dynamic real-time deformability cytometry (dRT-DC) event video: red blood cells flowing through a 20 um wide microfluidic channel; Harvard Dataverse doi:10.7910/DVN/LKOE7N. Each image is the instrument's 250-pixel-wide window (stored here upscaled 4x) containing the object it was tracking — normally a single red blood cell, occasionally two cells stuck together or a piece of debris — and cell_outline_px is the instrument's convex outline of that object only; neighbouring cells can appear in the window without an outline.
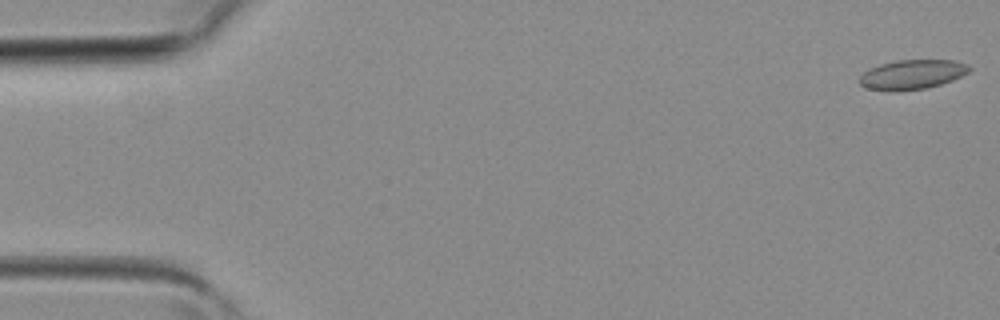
{"species": "common noctule bat (a hibernating species)", "species_latin": "Nyctalus noctula", "temperature_condition": "room temperature", "stored_images_in_passage": 4, "camera_frame_rate_fps": 3000, "um_per_image_px": 0.085, "animal": {"sex": "female", "body_mass_g": 19.3, "forearm_length_mm": 54.1}, "frame": {"image": 1, "passage_image": 1, "time_ms": 0.0, "image_size_px": [1000, 320], "cell_outline_px": [[972, 68], [968, 72], [952, 80], [928, 88], [900, 92], [888, 92], [868, 88], [860, 84], [860, 76], [868, 68], [880, 64], [896, 60], [956, 60], [968, 64]], "centroid_in_image_um": [77.52, 6.34], "position_along_channel_um": 7.5, "area_um2": 19.19}}
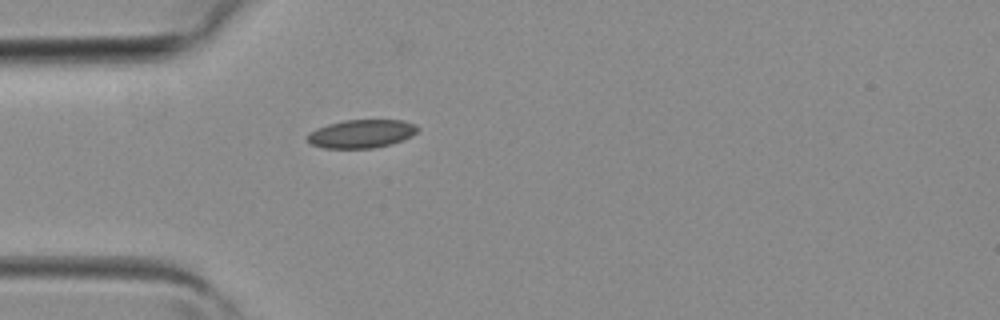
{"frame": {"image": 2, "passage_image": 4, "time_ms": 1.0, "image_size_px": [1000, 320], "cell_outline_px": [[420, 128], [412, 136], [392, 144], [372, 148], [324, 148], [312, 144], [308, 140], [308, 132], [316, 128], [328, 124], [344, 120], [404, 120], [416, 124]], "centroid_in_image_um": [30.75, 11.36], "position_along_channel_um": 54.3, "area_um2": 18.26}}